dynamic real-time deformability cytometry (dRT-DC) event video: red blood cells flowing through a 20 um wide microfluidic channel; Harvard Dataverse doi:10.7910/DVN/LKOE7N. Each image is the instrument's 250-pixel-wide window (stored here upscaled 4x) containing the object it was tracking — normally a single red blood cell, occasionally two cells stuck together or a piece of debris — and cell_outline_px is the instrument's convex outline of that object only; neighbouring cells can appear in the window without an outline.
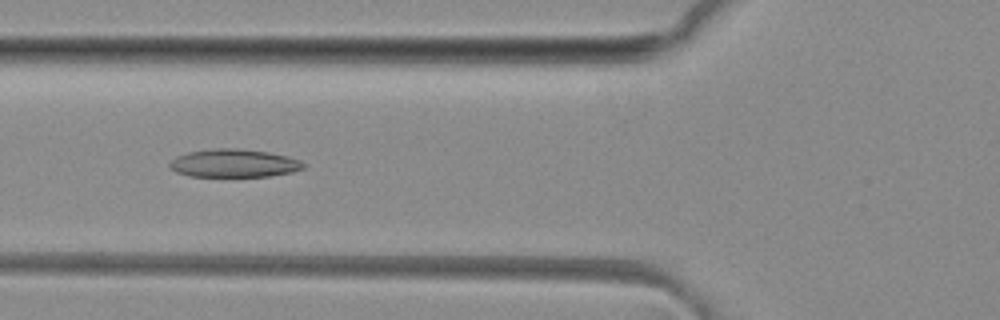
{"species": "common noctule bat (a hibernating species)", "species_latin": "Nyctalus noctula", "temperature_condition": "room temperature", "stored_images_in_passage": 38, "camera_frame_rate_fps": 3000, "um_per_image_px": 0.085, "animal": {"sex": "female", "body_mass_g": 29.2, "forearm_length_mm": 56.3}, "frame": {"image": 1, "passage_image": 7, "time_ms": 2.0, "image_size_px": [1000, 320], "cell_outline_px": [[304, 168], [292, 172], [268, 176], [188, 176], [176, 172], [168, 168], [168, 164], [176, 156], [188, 152], [216, 148], [236, 148], [268, 152], [288, 156], [300, 160], [304, 164]], "centroid_in_image_um": [19.85, 13.87], "position_along_channel_um": 105.9, "area_um2": 21.91}}
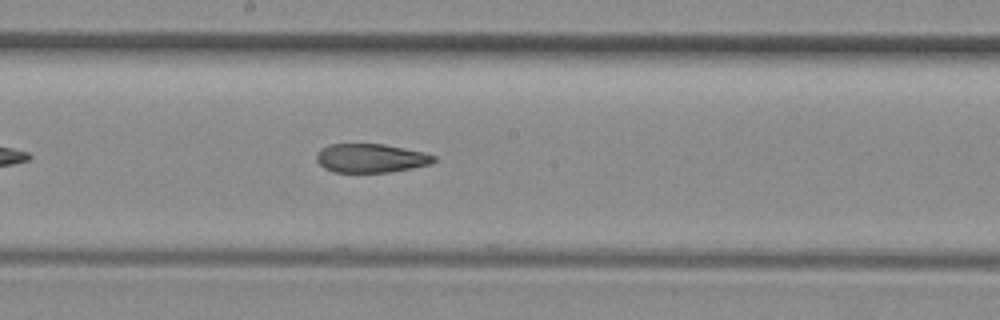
{"frame": {"image": 2, "passage_image": 15, "time_ms": 4.667, "image_size_px": [1000, 320], "cell_outline_px": [[436, 160], [432, 164], [412, 168], [388, 172], [332, 172], [324, 168], [316, 160], [316, 156], [320, 148], [328, 144], [384, 144], [424, 152], [436, 156]], "centroid_in_image_um": [31.52, 13.44], "position_along_channel_um": 216.7, "area_um2": 19.83}}
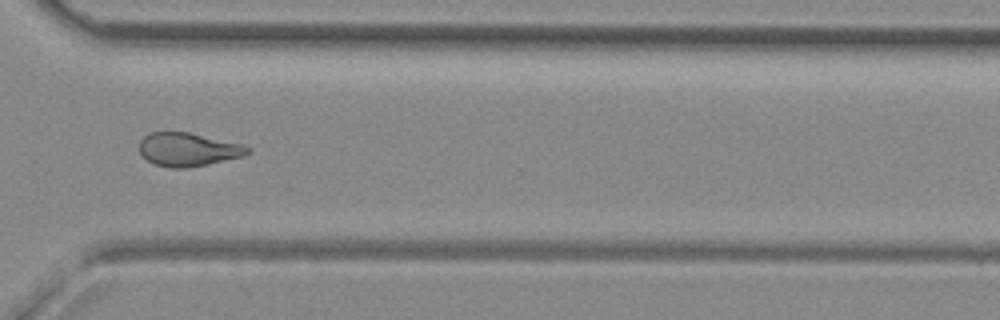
{"frame": {"image": 3, "passage_image": 25, "time_ms": 8.0, "image_size_px": [1000, 320], "cell_outline_px": [[252, 152], [244, 156], [188, 168], [168, 168], [156, 164], [148, 160], [140, 152], [140, 140], [144, 136], [152, 132], [188, 132], [240, 144], [252, 148]], "centroid_in_image_um": [16.0, 12.71], "position_along_channel_um": 354.6, "area_um2": 20.92}, "authors_computed_cell_mechanics": {"area_um2": 21.2993, "velocity_mm_per_s": 4.143, "shape_relaxation_time_tau1_ms": null, "shape_relaxation_time_tau2_ms": 3.3648, "deformation_change_tau1": null, "deformation_change_tau2": 0.1184}}